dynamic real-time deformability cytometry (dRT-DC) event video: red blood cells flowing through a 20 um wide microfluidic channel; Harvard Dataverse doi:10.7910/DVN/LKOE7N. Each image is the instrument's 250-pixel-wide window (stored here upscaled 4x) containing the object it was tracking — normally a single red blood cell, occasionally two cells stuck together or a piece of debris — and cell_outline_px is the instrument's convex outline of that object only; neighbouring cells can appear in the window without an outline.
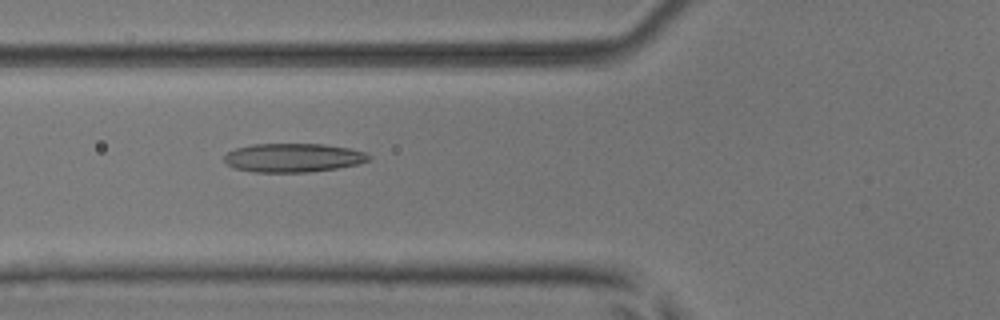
{"species": "common noctule bat (a hibernating species)", "species_latin": "Nyctalus noctula", "temperature_condition": "room temperature", "stored_images_in_passage": 40, "camera_frame_rate_fps": 3000, "um_per_image_px": 0.085, "animal": {"sex": "male", "body_mass_g": 17.9, "forearm_length_mm": 54.2}, "frame": {"image": 1, "passage_image": 8, "time_ms": 2.333, "image_size_px": [1000, 320], "cell_outline_px": [[372, 160], [356, 164], [336, 168], [308, 172], [252, 172], [236, 168], [228, 164], [224, 160], [224, 156], [228, 152], [236, 148], [252, 144], [324, 144], [348, 148], [364, 152], [372, 156]], "centroid_in_image_um": [24.93, 13.4], "position_along_channel_um": 100.9, "area_um2": 24.16}}
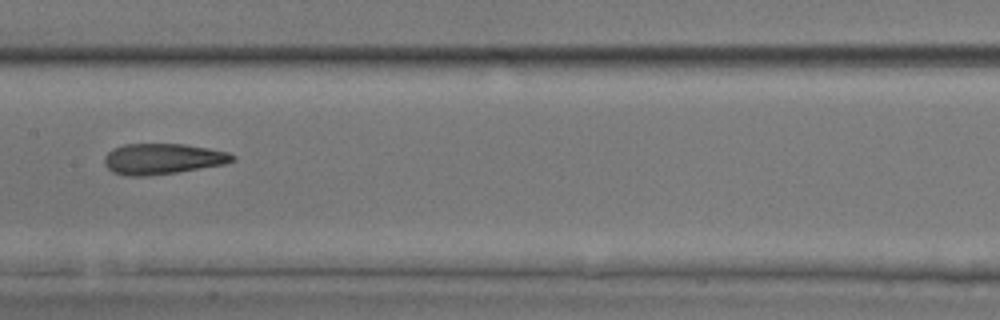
{"frame": {"image": 2, "passage_image": 15, "time_ms": 4.667, "image_size_px": [1000, 320], "cell_outline_px": [[236, 160], [224, 164], [176, 172], [144, 176], [128, 176], [112, 172], [104, 164], [104, 156], [112, 148], [124, 144], [184, 144], [208, 148], [228, 152], [236, 156]], "centroid_in_image_um": [13.8, 13.5], "position_along_channel_um": 193.6, "area_um2": 22.95}}
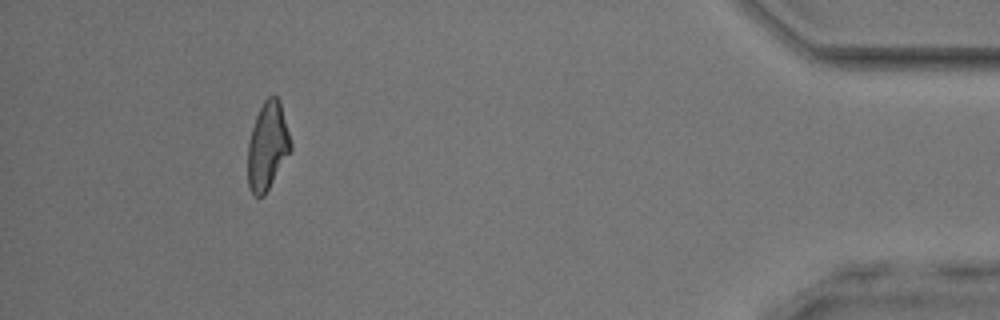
{"frame": {"image": 3, "passage_image": 36, "time_ms": 11.667, "image_size_px": [1000, 320], "cell_outline_px": [[292, 148], [264, 196], [256, 196], [252, 192], [248, 184], [248, 144], [252, 128], [256, 116], [264, 100], [268, 96], [276, 96], [280, 100], [292, 144]], "centroid_in_image_um": [22.74, 12.39], "position_along_channel_um": 412.5, "area_um2": 21.68}, "authors_computed_cell_mechanics": {"area_um2": 22.7154, "velocity_mm_per_s": 3.9681, "shape_relaxation_time_tau1_ms": null, "shape_relaxation_time_tau2_ms": 3.0403, "deformation_change_tau1": null, "deformation_change_tau2": 0.14}}